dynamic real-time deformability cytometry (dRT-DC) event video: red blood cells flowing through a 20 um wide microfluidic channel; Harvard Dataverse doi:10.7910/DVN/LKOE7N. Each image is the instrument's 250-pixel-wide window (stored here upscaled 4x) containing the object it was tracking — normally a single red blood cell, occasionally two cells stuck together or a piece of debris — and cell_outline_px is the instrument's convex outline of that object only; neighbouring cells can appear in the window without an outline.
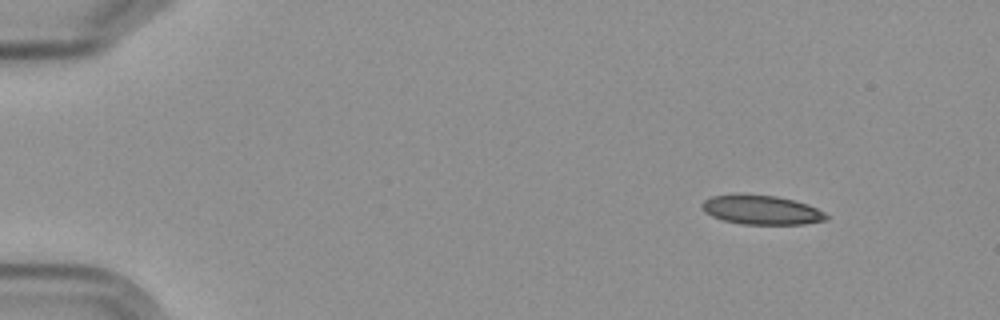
{"species": "Egyptian fruit bat (a non-hibernating species)", "species_latin": "Rousettus aegyptiacus", "temperature_condition": "cold", "stored_images_in_passage": 4, "camera_frame_rate_fps": 3000, "um_per_image_px": 0.085, "frame": {"image": 1, "passage_image": 1, "time_ms": 0.0, "image_size_px": [1000, 320], "cell_outline_px": [[828, 216], [824, 220], [804, 224], [740, 224], [724, 220], [712, 216], [704, 212], [700, 204], [704, 200], [712, 196], [776, 196], [808, 204], [824, 212]], "centroid_in_image_um": [64.73, 17.87], "position_along_channel_um": 20.3, "area_um2": 20.52}}
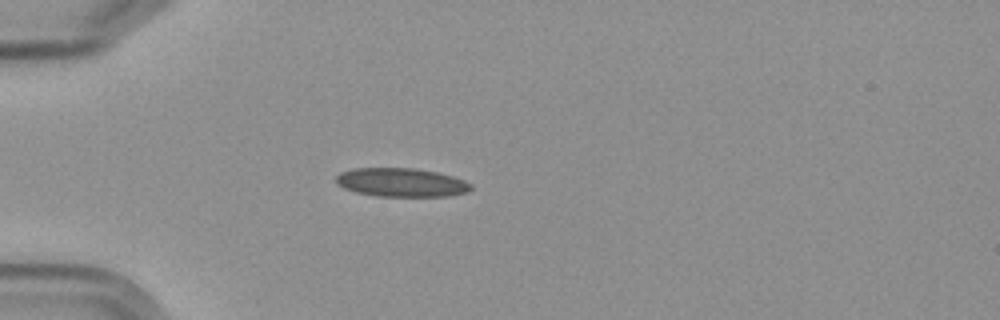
{"frame": {"image": 2, "passage_image": 4, "time_ms": 3.333, "image_size_px": [1000, 320], "cell_outline_px": [[472, 188], [468, 192], [448, 196], [376, 196], [356, 192], [344, 188], [336, 184], [336, 176], [340, 172], [352, 168], [412, 168], [436, 172], [452, 176], [464, 180], [472, 184]], "centroid_in_image_um": [34.1, 15.51], "position_along_channel_um": 50.9, "area_um2": 22.6}}